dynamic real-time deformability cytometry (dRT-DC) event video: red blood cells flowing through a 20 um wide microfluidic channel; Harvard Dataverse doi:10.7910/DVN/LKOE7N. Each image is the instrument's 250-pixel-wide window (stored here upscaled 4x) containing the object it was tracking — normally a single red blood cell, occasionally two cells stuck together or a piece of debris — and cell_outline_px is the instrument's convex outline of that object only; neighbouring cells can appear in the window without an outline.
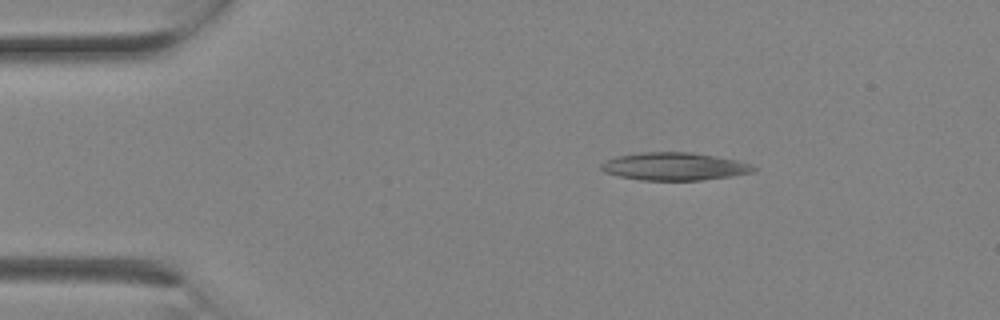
{"species": "Egyptian fruit bat (a non-hibernating species)", "species_latin": "Rousettus aegyptiacus", "temperature_condition": "room temperature", "stored_images_in_passage": 2, "camera_frame_rate_fps": 3000, "um_per_image_px": 0.085, "animal": {"sex": "female"}, "frame": {"image": 1, "passage_image": 1, "time_ms": 0.0, "image_size_px": [1000, 320], "cell_outline_px": [[756, 172], [732, 176], [700, 180], [640, 180], [620, 176], [604, 172], [600, 168], [600, 164], [604, 160], [616, 156], [640, 152], [688, 152], [716, 156], [736, 160], [752, 164], [756, 168]], "centroid_in_image_um": [57.31, 14.14], "position_along_channel_um": 27.7, "area_um2": 24.8}}
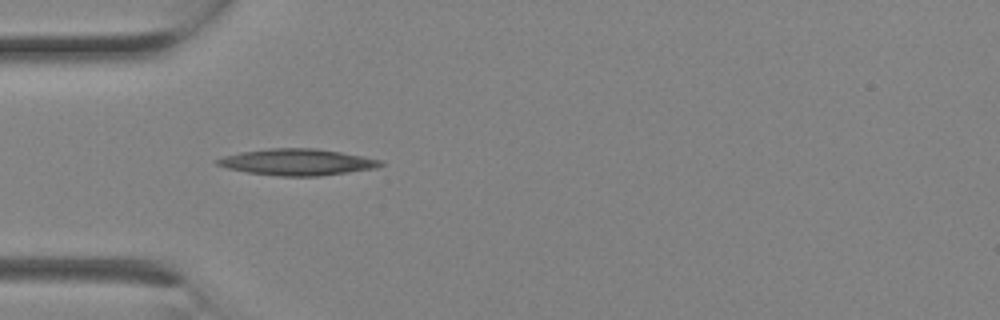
{"frame": {"image": 2, "passage_image": 2, "time_ms": 0.333, "image_size_px": [1000, 320], "cell_outline_px": [[384, 164], [376, 168], [320, 176], [280, 176], [248, 172], [228, 168], [216, 164], [216, 160], [224, 156], [240, 152], [268, 148], [316, 148], [364, 156], [384, 160]], "centroid_in_image_um": [25.31, 13.77], "position_along_channel_um": 59.7, "area_um2": 25.09}}